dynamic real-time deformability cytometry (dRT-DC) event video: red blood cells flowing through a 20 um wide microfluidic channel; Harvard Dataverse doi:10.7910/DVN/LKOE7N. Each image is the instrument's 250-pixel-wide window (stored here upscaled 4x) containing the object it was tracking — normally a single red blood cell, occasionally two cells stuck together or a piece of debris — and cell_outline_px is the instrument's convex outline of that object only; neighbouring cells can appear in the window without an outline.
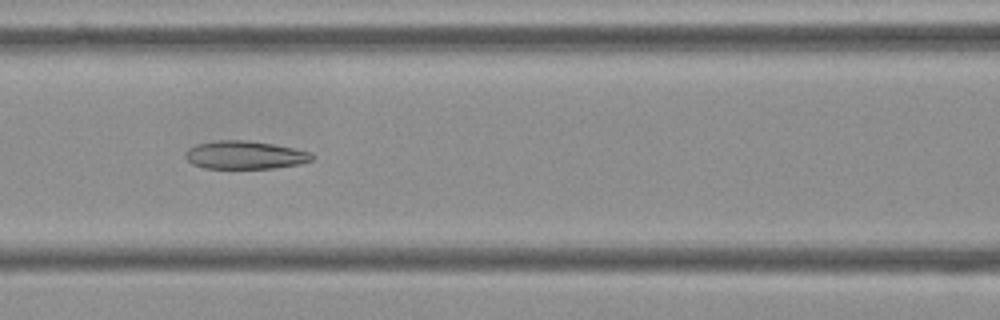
{"species": "Egyptian fruit bat (a non-hibernating species)", "species_latin": "Rousettus aegyptiacus", "temperature_condition": "cold", "stored_images_in_passage": 55, "camera_frame_rate_fps": 3000, "um_per_image_px": 0.085, "frame": {"image": 1, "passage_image": 24, "time_ms": 7.667, "image_size_px": [1000, 320], "cell_outline_px": [[316, 156], [312, 160], [300, 164], [272, 168], [204, 168], [192, 164], [184, 156], [184, 152], [188, 148], [196, 144], [216, 140], [248, 140], [272, 144], [312, 152]], "centroid_in_image_um": [20.8, 13.17], "position_along_channel_um": 145.8, "area_um2": 20.87}}
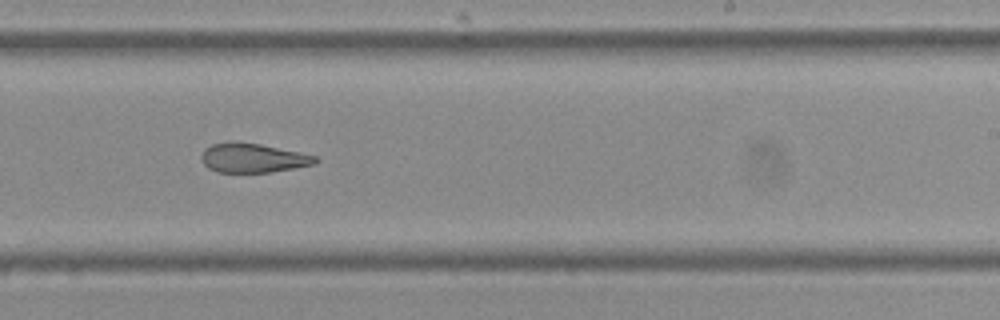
{"frame": {"image": 2, "passage_image": 34, "time_ms": 11.0, "image_size_px": [1000, 320], "cell_outline_px": [[320, 160], [316, 164], [272, 172], [216, 172], [208, 168], [200, 160], [200, 156], [204, 148], [212, 144], [232, 140], [260, 144], [300, 152], [316, 156]], "centroid_in_image_um": [21.47, 13.41], "position_along_channel_um": 267.5, "area_um2": 19.77}}
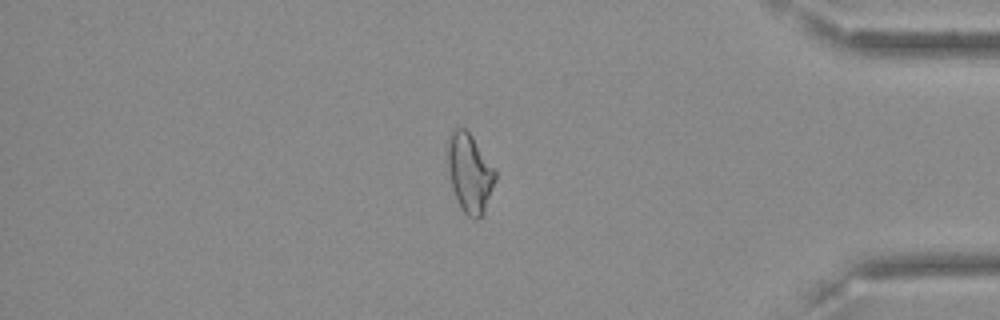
{"frame": {"image": 3, "passage_image": 47, "time_ms": 15.333, "image_size_px": [1000, 320], "cell_outline_px": [[496, 180], [484, 212], [476, 220], [472, 220], [464, 212], [452, 188], [448, 172], [448, 140], [452, 132], [456, 128], [464, 128], [472, 136], [496, 172]], "centroid_in_image_um": [39.93, 14.73], "position_along_channel_um": 395.3, "area_um2": 21.44}, "authors_computed_cell_mechanics": {"area_um2": 22.3686, "velocity_mm_per_s": 3.6562, "shape_relaxation_time_tau1_ms": null, "shape_relaxation_time_tau2_ms": 3.8994, "deformation_change_tau1": null, "deformation_change_tau2": 0.118}}